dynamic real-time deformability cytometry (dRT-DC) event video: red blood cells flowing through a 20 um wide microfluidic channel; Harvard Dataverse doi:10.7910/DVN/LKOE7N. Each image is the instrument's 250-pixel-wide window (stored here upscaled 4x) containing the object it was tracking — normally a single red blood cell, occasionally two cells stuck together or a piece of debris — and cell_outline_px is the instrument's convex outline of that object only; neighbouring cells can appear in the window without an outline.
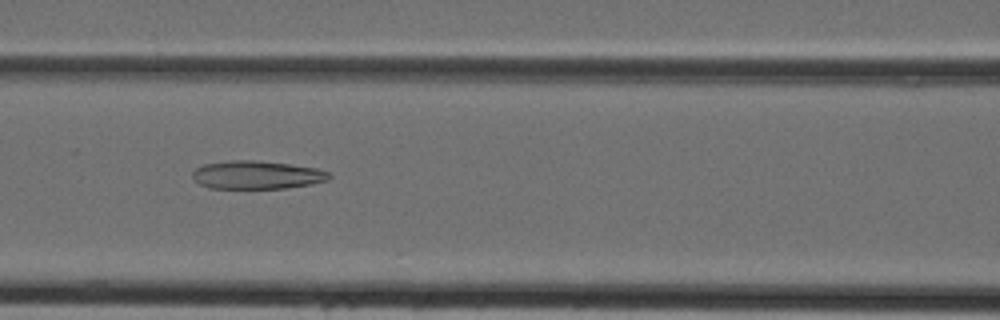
{"species": "Egyptian fruit bat (a non-hibernating species)", "species_latin": "Rousettus aegyptiacus", "temperature_condition": "cold", "stored_images_in_passage": 39, "camera_frame_rate_fps": 3000, "um_per_image_px": 0.085, "animal": {"sex": "female"}, "frame": {"image": 1, "passage_image": 14, "time_ms": 4.333, "image_size_px": [1000, 320], "cell_outline_px": [[332, 176], [328, 180], [288, 188], [208, 188], [200, 184], [192, 176], [192, 172], [196, 168], [204, 164], [232, 160], [256, 160], [288, 164], [316, 168], [328, 172]], "centroid_in_image_um": [21.82, 14.86], "position_along_channel_um": 144.8, "area_um2": 22.31}}
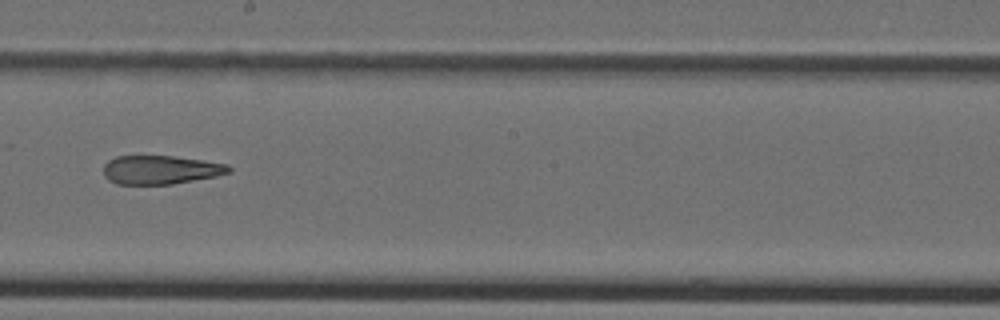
{"frame": {"image": 2, "passage_image": 20, "time_ms": 6.333, "image_size_px": [1000, 320], "cell_outline_px": [[232, 172], [216, 176], [172, 184], [116, 184], [108, 180], [104, 176], [104, 164], [108, 160], [116, 156], [172, 156], [228, 164], [232, 168]], "centroid_in_image_um": [13.64, 14.43], "position_along_channel_um": 234.6, "area_um2": 20.98}}
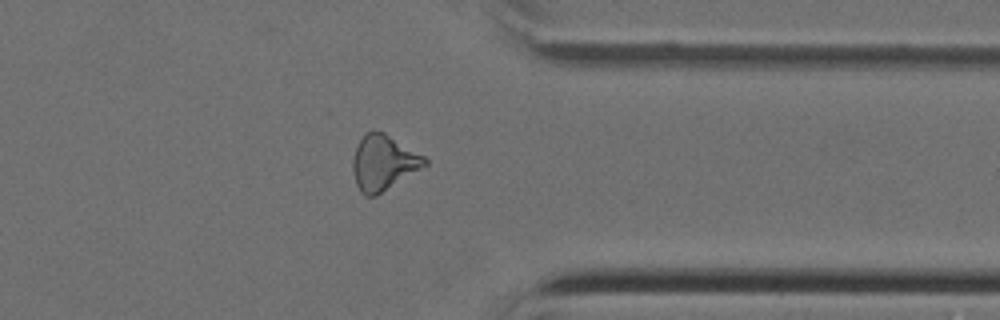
{"frame": {"image": 3, "passage_image": 30, "time_ms": 9.667, "image_size_px": [1000, 320], "cell_outline_px": [[428, 164], [376, 196], [364, 196], [360, 192], [356, 184], [352, 168], [352, 160], [356, 148], [364, 132], [384, 132], [424, 156], [428, 160]], "centroid_in_image_um": [32.57, 13.84], "position_along_channel_um": 378.8, "area_um2": 22.95}}